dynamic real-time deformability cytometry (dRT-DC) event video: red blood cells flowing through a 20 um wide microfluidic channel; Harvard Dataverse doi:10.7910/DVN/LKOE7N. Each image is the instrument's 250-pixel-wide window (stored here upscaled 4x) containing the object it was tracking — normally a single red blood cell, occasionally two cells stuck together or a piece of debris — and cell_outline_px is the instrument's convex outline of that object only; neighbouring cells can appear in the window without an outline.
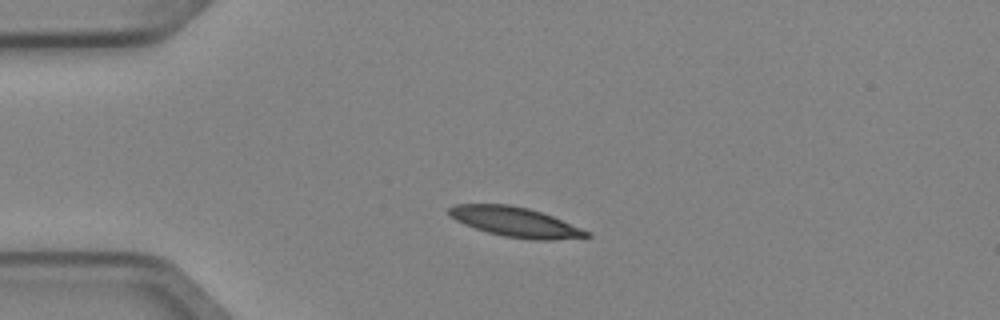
{"species": "Egyptian fruit bat (a non-hibernating species)", "species_latin": "Rousettus aegyptiacus", "temperature_condition": "cold", "stored_images_in_passage": 3, "camera_frame_rate_fps": 3000, "um_per_image_px": 0.085, "animal": {"sex": "female"}, "frame": {"image": 1, "passage_image": 2, "time_ms": 0.333, "image_size_px": [1000, 320], "cell_outline_px": [[592, 236], [552, 240], [532, 240], [504, 236], [488, 232], [464, 224], [448, 216], [448, 208], [456, 204], [508, 204], [528, 208], [552, 216], [592, 232]], "centroid_in_image_um": [43.81, 18.87], "position_along_channel_um": 41.2, "area_um2": 23.81}}